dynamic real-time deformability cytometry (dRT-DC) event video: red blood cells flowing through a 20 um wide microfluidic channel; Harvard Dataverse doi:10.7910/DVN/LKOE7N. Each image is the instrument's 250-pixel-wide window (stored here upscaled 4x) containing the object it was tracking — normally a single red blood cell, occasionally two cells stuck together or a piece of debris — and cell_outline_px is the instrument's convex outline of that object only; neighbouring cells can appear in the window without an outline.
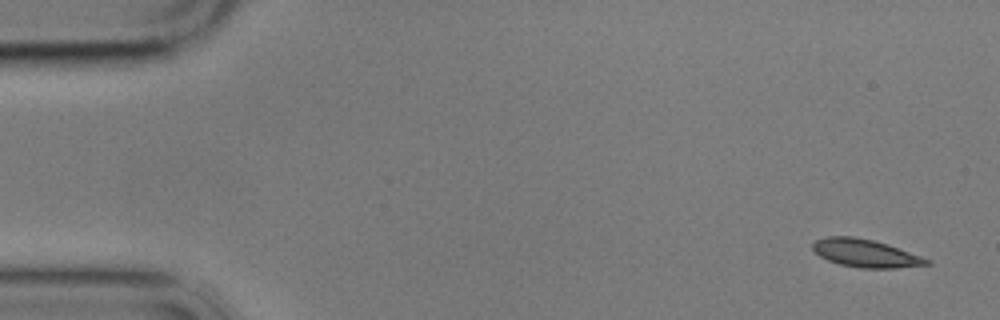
{"species": "common noctule bat (a hibernating species)", "species_latin": "Nyctalus noctula", "temperature_condition": "cold", "stored_images_in_passage": 5, "camera_frame_rate_fps": 3000, "um_per_image_px": 0.085, "animal": {"sex": "male", "body_mass_g": 17.9}, "frame": {"image": 1, "passage_image": 1, "time_ms": 0.0, "image_size_px": [1000, 320], "cell_outline_px": [[932, 264], [896, 268], [860, 268], [840, 264], [828, 260], [820, 256], [812, 248], [812, 244], [816, 240], [824, 236], [852, 236], [872, 240], [888, 244], [932, 260]], "centroid_in_image_um": [73.58, 21.52], "position_along_channel_um": 11.4, "area_um2": 18.55}}
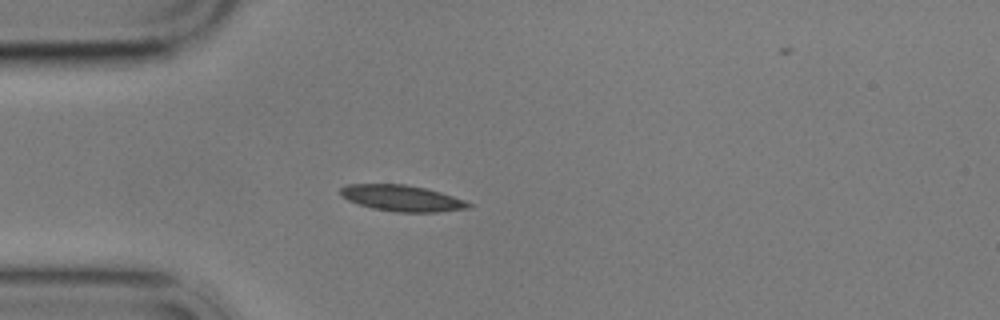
{"frame": {"image": 2, "passage_image": 4, "time_ms": 4.333, "image_size_px": [1000, 320], "cell_outline_px": [[472, 208], [436, 212], [396, 212], [372, 208], [348, 200], [340, 196], [340, 188], [348, 184], [404, 184], [424, 188], [440, 192], [464, 200], [472, 204]], "centroid_in_image_um": [34.16, 16.85], "position_along_channel_um": 50.8, "area_um2": 19.42}}